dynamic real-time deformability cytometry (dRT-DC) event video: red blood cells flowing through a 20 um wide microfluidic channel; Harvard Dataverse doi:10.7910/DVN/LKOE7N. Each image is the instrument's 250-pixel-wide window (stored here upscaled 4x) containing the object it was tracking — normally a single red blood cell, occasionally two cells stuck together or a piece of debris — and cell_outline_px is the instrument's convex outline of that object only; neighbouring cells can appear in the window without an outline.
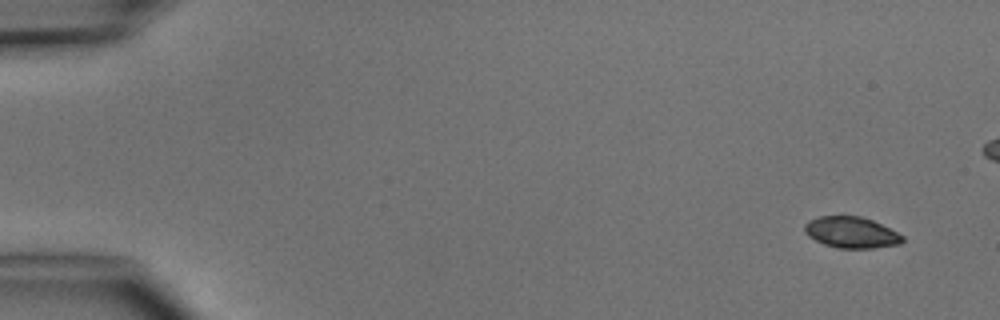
{"species": "common noctule bat (a hibernating species)", "species_latin": "Nyctalus noctula", "temperature_condition": "cold", "stored_images_in_passage": 7, "camera_frame_rate_fps": 3000, "um_per_image_px": 0.085, "animal": {"sex": "male", "body_mass_g": 15.6}, "frame": {"image": 1, "passage_image": 1, "time_ms": 0.0, "image_size_px": [1000, 320], "cell_outline_px": [[904, 240], [900, 244], [872, 248], [836, 248], [824, 244], [808, 236], [804, 232], [804, 224], [808, 220], [820, 216], [860, 216], [872, 220], [904, 236]], "centroid_in_image_um": [72.33, 19.76], "position_along_channel_um": 12.7, "area_um2": 17.74}}
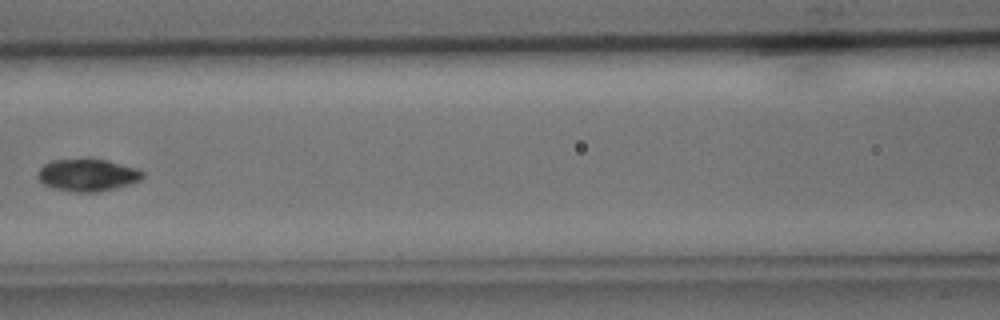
{"frame": {"image": 2, "passage_image": 6, "time_ms": 6.667, "image_size_px": [1000, 320], "cell_outline_px": [[144, 176], [140, 180], [116, 188], [96, 192], [76, 192], [52, 188], [44, 184], [36, 176], [40, 168], [44, 164], [52, 160], [88, 156], [108, 160], [136, 168], [144, 172]], "centroid_in_image_um": [7.42, 14.83], "position_along_channel_um": 159.2, "area_um2": 20.29}}
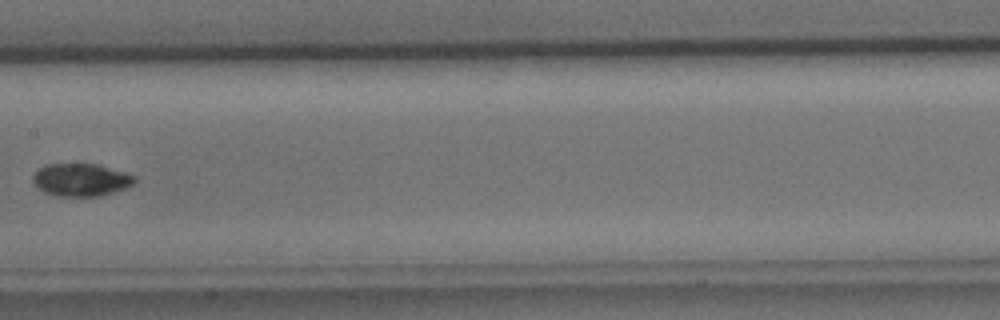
{"frame": {"image": 3, "passage_image": 7, "time_ms": 7.667, "image_size_px": [1000, 320], "cell_outline_px": [[136, 180], [132, 184], [124, 188], [100, 196], [56, 196], [44, 192], [32, 180], [32, 176], [44, 164], [96, 164], [124, 172], [136, 176]], "centroid_in_image_um": [6.87, 15.28], "position_along_channel_um": 200.5, "area_um2": 19.13}}